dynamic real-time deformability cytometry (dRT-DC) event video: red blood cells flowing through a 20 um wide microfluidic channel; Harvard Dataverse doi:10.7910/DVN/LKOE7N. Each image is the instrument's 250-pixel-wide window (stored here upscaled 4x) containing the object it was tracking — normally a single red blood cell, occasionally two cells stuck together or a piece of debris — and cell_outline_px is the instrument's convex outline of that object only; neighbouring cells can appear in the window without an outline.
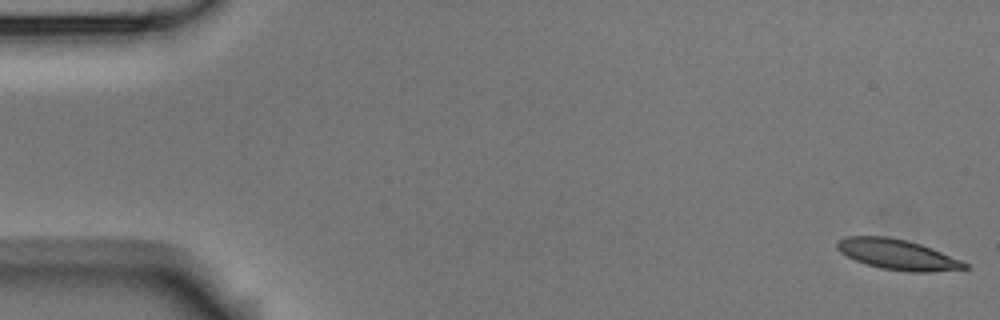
{"species": "Egyptian fruit bat (a non-hibernating species)", "species_latin": "Rousettus aegyptiacus", "temperature_condition": "room temperature", "stored_images_in_passage": 5, "camera_frame_rate_fps": 3000, "um_per_image_px": 0.085, "animal": {"sex": "male"}, "frame": {"image": 1, "passage_image": 1, "time_ms": 0.0, "image_size_px": [1000, 320], "cell_outline_px": [[968, 268], [932, 272], [908, 272], [880, 268], [856, 260], [840, 252], [836, 248], [836, 240], [844, 236], [888, 236], [920, 244], [932, 248], [960, 260], [968, 264]], "centroid_in_image_um": [76.25, 21.63], "position_along_channel_um": 8.7, "area_um2": 22.48}}
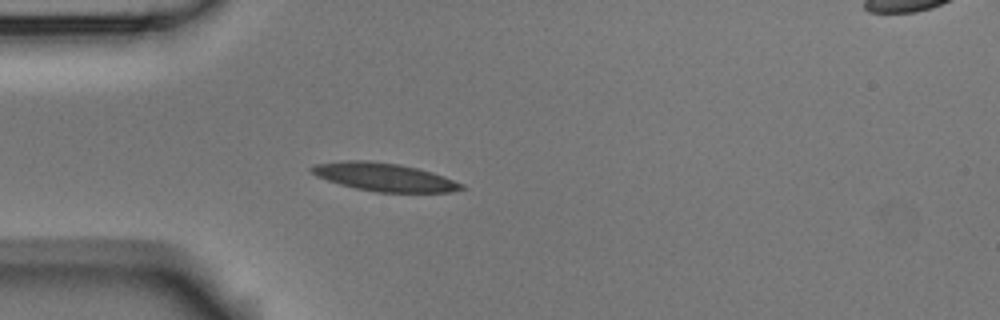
{"frame": {"image": 2, "passage_image": 5, "time_ms": 1.333, "image_size_px": [1000, 320], "cell_outline_px": [[468, 188], [452, 192], [376, 192], [356, 188], [340, 184], [316, 176], [308, 172], [308, 168], [312, 164], [340, 160], [372, 160], [400, 164], [432, 172], [444, 176], [464, 184]], "centroid_in_image_um": [32.62, 15.03], "position_along_channel_um": 52.4, "area_um2": 24.97}}